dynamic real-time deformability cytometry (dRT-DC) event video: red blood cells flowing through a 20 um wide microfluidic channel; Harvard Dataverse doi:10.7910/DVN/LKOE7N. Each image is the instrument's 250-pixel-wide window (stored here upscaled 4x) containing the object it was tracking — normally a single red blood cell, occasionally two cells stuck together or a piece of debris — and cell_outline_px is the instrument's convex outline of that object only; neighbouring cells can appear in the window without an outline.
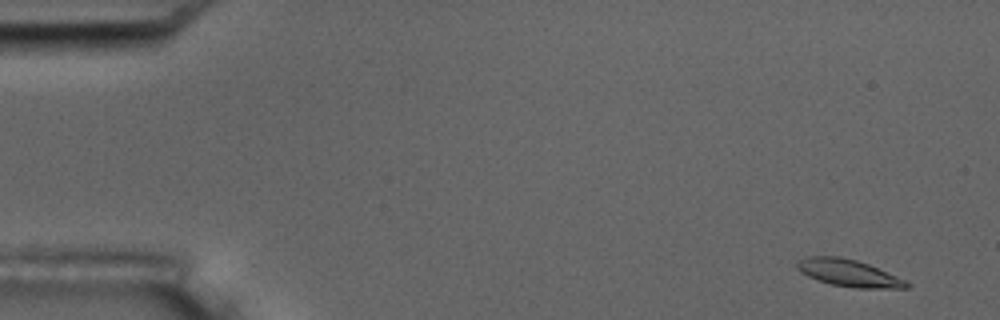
{"species": "common noctule bat (a hibernating species)", "species_latin": "Nyctalus noctula", "temperature_condition": "room temperature", "stored_images_in_passage": 8, "camera_frame_rate_fps": 3000, "um_per_image_px": 0.085, "animal": {"sex": "male", "body_mass_g": 17.5, "forearm_length_mm": 52.3}, "frame": {"image": 1, "passage_image": 1, "time_ms": 0.0, "image_size_px": [1000, 320], "cell_outline_px": [[912, 284], [908, 288], [852, 288], [832, 284], [816, 280], [800, 272], [796, 268], [796, 264], [800, 260], [808, 256], [840, 256], [856, 260], [868, 264], [904, 280]], "centroid_in_image_um": [72.1, 23.21], "position_along_channel_um": 12.9, "area_um2": 17.17}}
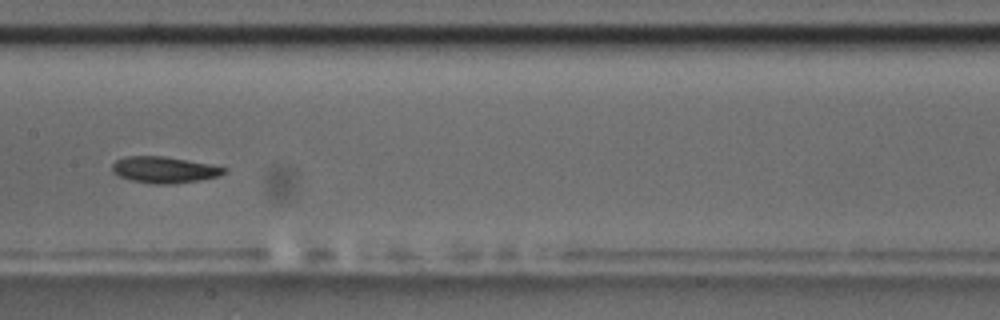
{"frame": {"image": 2, "passage_image": 8, "time_ms": 8.333, "image_size_px": [1000, 320], "cell_outline_px": [[228, 168], [220, 176], [200, 180], [172, 184], [152, 184], [132, 180], [120, 176], [112, 172], [112, 164], [116, 160], [124, 156], [164, 156], [208, 164]], "centroid_in_image_um": [13.94, 14.43], "position_along_channel_um": 193.5, "area_um2": 17.11}}